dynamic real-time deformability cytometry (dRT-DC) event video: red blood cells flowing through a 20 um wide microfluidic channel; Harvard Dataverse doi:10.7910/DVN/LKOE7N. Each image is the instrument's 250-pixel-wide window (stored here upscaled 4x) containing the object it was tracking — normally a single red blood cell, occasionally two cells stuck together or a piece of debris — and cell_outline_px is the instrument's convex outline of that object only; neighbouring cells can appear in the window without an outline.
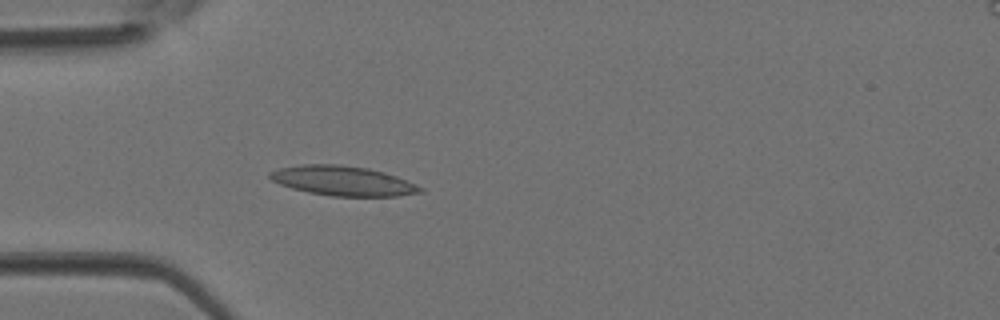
{"species": "Egyptian fruit bat (a non-hibernating species)", "species_latin": "Rousettus aegyptiacus", "temperature_condition": "room temperature", "stored_images_in_passage": 2, "camera_frame_rate_fps": 3000, "um_per_image_px": 0.085, "animal": {"sex": "female"}, "frame": {"image": 1, "passage_image": 2, "time_ms": 0.333, "image_size_px": [1000, 320], "cell_outline_px": [[424, 192], [400, 196], [332, 196], [308, 192], [292, 188], [280, 184], [272, 180], [268, 176], [268, 172], [280, 168], [300, 164], [340, 164], [368, 168], [384, 172], [396, 176], [416, 184], [424, 188]], "centroid_in_image_um": [29.16, 15.37], "position_along_channel_um": 55.8, "area_um2": 26.13}}